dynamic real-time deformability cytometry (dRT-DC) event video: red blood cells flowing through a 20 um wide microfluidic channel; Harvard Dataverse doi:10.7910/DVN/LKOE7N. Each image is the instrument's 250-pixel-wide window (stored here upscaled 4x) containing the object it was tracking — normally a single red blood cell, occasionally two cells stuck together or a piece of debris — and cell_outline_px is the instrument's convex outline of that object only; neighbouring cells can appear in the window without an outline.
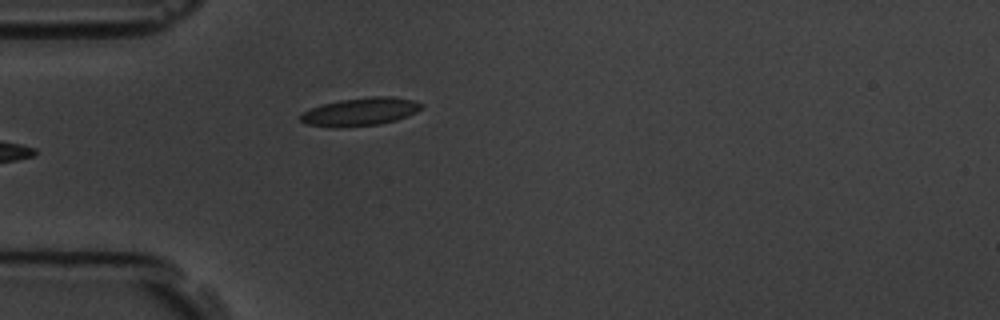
{"species": "common noctule bat (a hibernating species)", "species_latin": "Nyctalus noctula", "temperature_condition": "room temperature", "stored_images_in_passage": 5, "camera_frame_rate_fps": 3000, "um_per_image_px": 0.085, "animal": {"sex": "male", "body_mass_g": 19.5, "forearm_length_mm": 54.6}, "frame": {"image": 1, "passage_image": 5, "time_ms": 4.667, "image_size_px": [1000, 320], "cell_outline_px": [[424, 104], [416, 112], [396, 120], [380, 124], [340, 128], [336, 128], [304, 124], [300, 120], [300, 112], [324, 104], [340, 100], [372, 96], [392, 96], [412, 100]], "centroid_in_image_um": [30.59, 9.51], "position_along_channel_um": 54.4, "area_um2": 19.83}}